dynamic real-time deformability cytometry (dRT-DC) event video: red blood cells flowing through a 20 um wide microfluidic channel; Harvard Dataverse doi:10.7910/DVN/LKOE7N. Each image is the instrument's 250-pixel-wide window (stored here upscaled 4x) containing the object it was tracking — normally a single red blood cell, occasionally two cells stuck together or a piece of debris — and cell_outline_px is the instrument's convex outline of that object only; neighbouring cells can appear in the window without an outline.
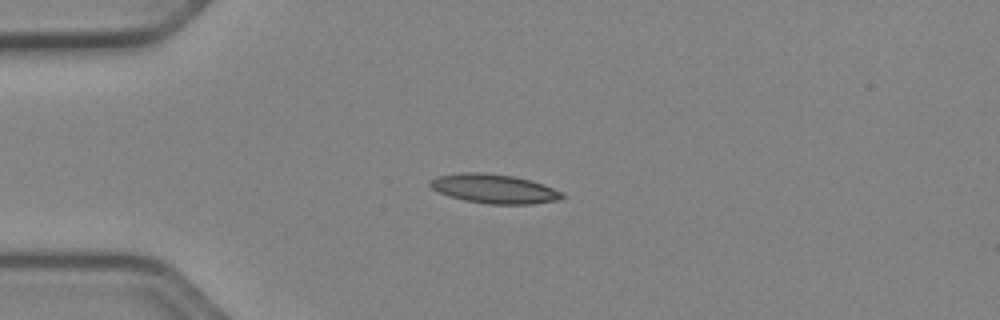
{"species": "Egyptian fruit bat (a non-hibernating species)", "species_latin": "Rousettus aegyptiacus", "temperature_condition": "cold", "stored_images_in_passage": 39, "camera_frame_rate_fps": 3000, "um_per_image_px": 0.085, "animal": {"sex": "female"}, "frame": {"image": 1, "passage_image": 1, "time_ms": 0.0, "image_size_px": [1000, 320], "cell_outline_px": [[564, 196], [560, 200], [532, 204], [488, 204], [464, 200], [448, 196], [432, 188], [428, 184], [428, 180], [436, 176], [460, 172], [484, 172], [512, 176], [532, 180], [544, 184], [564, 192]], "centroid_in_image_um": [42.0, 16.04], "position_along_channel_um": 43.0, "area_um2": 22.77}}
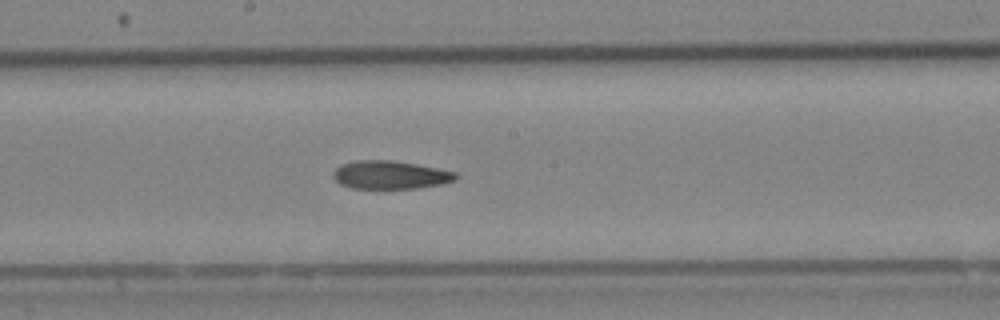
{"frame": {"image": 2, "passage_image": 16, "time_ms": 5.0, "image_size_px": [1000, 320], "cell_outline_px": [[460, 176], [456, 180], [444, 184], [416, 188], [348, 188], [340, 184], [332, 176], [332, 172], [336, 168], [344, 164], [356, 160], [392, 160], [416, 164], [456, 172]], "centroid_in_image_um": [33.19, 14.87], "position_along_channel_um": 215.0, "area_um2": 20.23}}
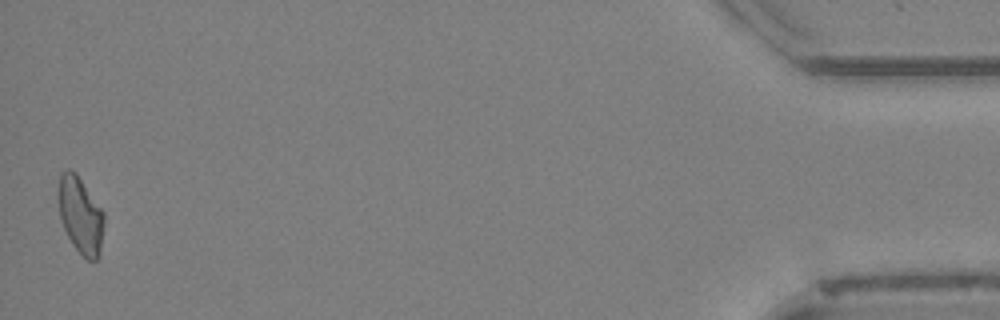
{"frame": {"image": 3, "passage_image": 39, "time_ms": 12.667, "image_size_px": [1000, 320], "cell_outline_px": [[104, 224], [100, 256], [96, 260], [88, 260], [72, 244], [60, 220], [60, 172], [68, 168], [76, 172], [104, 212]], "centroid_in_image_um": [6.88, 18.3], "position_along_channel_um": 428.3, "area_um2": 20.17}, "authors_computed_cell_mechanics": {"area_um2": 20.5768, "velocity_mm_per_s": 3.9522, "shape_relaxation_time_tau1_ms": null, "shape_relaxation_time_tau2_ms": 10.9115, "deformation_change_tau1": null, "deformation_change_tau2": 0.2166}}